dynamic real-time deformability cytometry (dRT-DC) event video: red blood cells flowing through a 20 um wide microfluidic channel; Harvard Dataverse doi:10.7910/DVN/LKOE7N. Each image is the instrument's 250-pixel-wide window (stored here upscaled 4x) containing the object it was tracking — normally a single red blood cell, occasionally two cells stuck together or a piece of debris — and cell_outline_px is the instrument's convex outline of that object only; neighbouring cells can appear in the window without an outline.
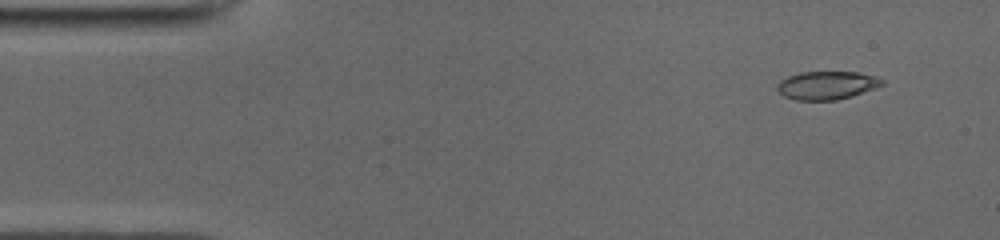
{"species": "common noctule bat (a hibernating species)", "species_latin": "Nyctalus noctula", "temperature_condition": "cold", "stored_images_in_passage": 48, "camera_frame_rate_fps": 3000, "um_per_image_px": 0.085, "animal": {"sex": "male", "body_mass_g": 19.0, "forearm_length_mm": 50.8}, "frame": {"image": 1, "passage_image": 4, "time_ms": 1.0, "image_size_px": [1000, 240], "cell_outline_px": [[884, 84], [876, 88], [852, 96], [836, 100], [796, 100], [784, 96], [776, 88], [776, 84], [780, 80], [788, 76], [800, 72], [856, 72], [872, 76], [884, 80]], "centroid_in_image_um": [70.26, 7.25], "position_along_channel_um": 14.7, "area_um2": 17.22}}
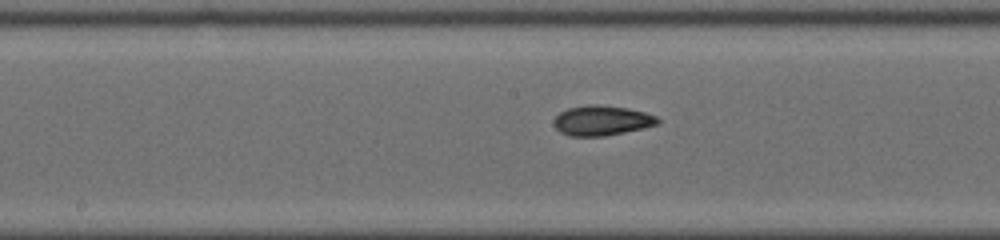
{"frame": {"image": 2, "passage_image": 25, "time_ms": 8.0, "image_size_px": [1000, 240], "cell_outline_px": [[660, 124], [644, 128], [604, 136], [568, 136], [560, 132], [552, 124], [552, 120], [560, 112], [568, 108], [588, 104], [596, 104], [628, 108], [644, 112], [656, 116], [660, 120]], "centroid_in_image_um": [51.13, 10.24], "position_along_channel_um": 197.1, "area_um2": 18.32}}
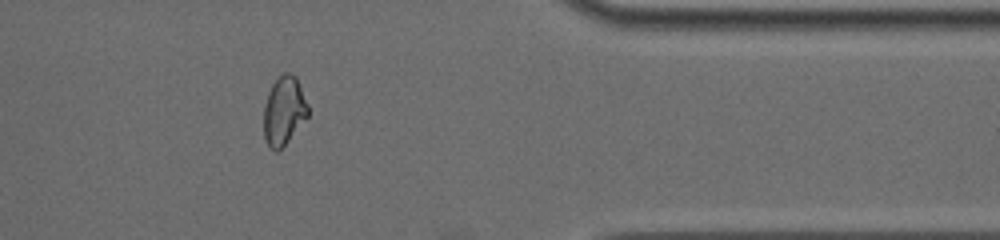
{"frame": {"image": 3, "passage_image": 41, "time_ms": 13.333, "image_size_px": [1000, 240], "cell_outline_px": [[308, 116], [288, 140], [276, 152], [268, 148], [264, 136], [264, 108], [268, 92], [272, 84], [284, 72], [288, 72], [296, 76], [308, 104]], "centroid_in_image_um": [24.13, 9.41], "position_along_channel_um": 387.3, "area_um2": 17.57}}